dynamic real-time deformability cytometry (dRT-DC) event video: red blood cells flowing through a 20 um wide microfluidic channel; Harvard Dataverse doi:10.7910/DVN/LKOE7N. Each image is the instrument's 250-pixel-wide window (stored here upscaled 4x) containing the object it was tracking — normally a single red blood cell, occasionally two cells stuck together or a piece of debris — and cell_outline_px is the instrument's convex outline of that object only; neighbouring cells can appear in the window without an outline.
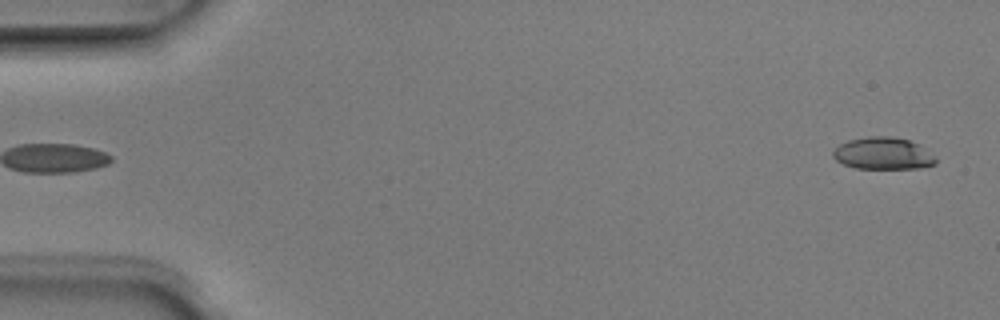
{"species": "Egyptian fruit bat (a non-hibernating species)", "species_latin": "Rousettus aegyptiacus", "temperature_condition": "room temperature", "stored_images_in_passage": 5, "segment_of_instrument_passage": [2, 2], "camera_frame_rate_fps": 3000, "um_per_image_px": 0.085, "animal": {"sex": "male"}, "frame": {"image": 1, "passage_image": 5, "time_ms": 1.333, "image_size_px": [1000, 320], "cell_outline_px": [[936, 164], [920, 168], [856, 168], [844, 164], [836, 160], [832, 156], [832, 152], [840, 144], [848, 140], [868, 136], [892, 136], [908, 140], [920, 144], [936, 160]], "centroid_in_image_um": [75.04, 13.03], "position_along_channel_um": 10.0, "area_um2": 19.07}}